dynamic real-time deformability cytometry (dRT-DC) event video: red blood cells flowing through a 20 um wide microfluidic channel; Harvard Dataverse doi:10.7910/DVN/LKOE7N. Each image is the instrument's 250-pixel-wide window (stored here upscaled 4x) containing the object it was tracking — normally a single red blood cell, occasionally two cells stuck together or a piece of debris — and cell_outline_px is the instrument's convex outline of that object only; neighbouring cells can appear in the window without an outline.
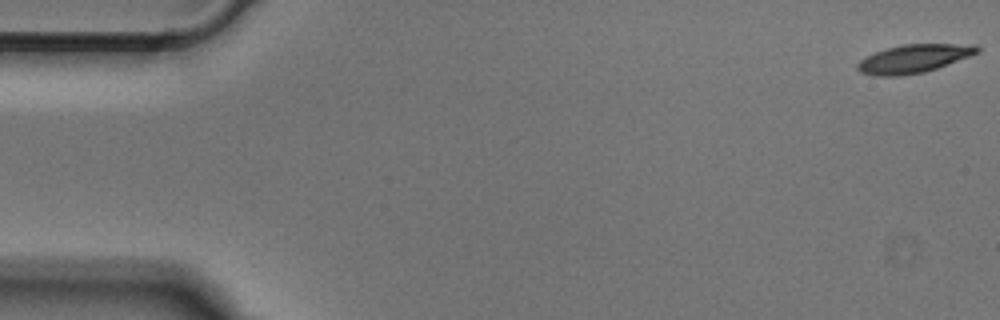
{"species": "Egyptian fruit bat (a non-hibernating species)", "species_latin": "Rousettus aegyptiacus", "temperature_condition": "cold", "stored_images_in_passage": 51, "camera_frame_rate_fps": 3000, "um_per_image_px": 0.085, "animal": {"sex": "male"}, "frame": {"image": 1, "passage_image": 1, "time_ms": 0.0, "image_size_px": [1000, 320], "cell_outline_px": [[980, 52], [936, 68], [924, 72], [900, 76], [876, 76], [860, 72], [856, 68], [856, 64], [860, 60], [876, 52], [888, 48], [904, 44], [976, 44], [980, 48]], "centroid_in_image_um": [77.67, 4.98], "position_along_channel_um": 7.3, "area_um2": 19.59}}
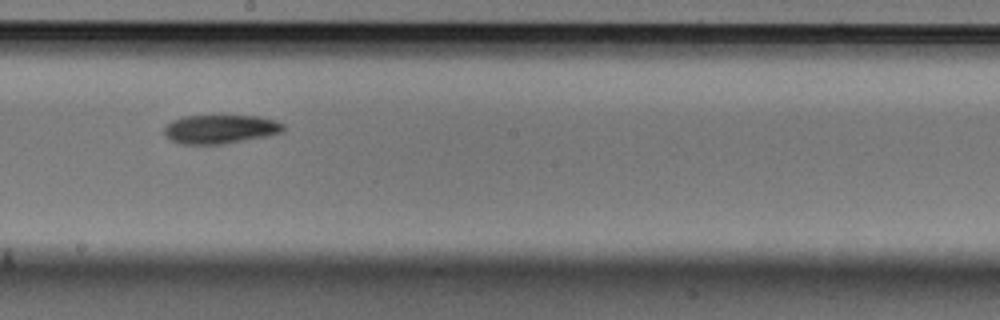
{"frame": {"image": 2, "passage_image": 28, "time_ms": 9.0, "image_size_px": [1000, 320], "cell_outline_px": [[284, 132], [272, 136], [224, 144], [180, 144], [168, 140], [164, 136], [164, 128], [172, 120], [184, 116], [220, 112], [260, 116], [276, 120], [284, 124]], "centroid_in_image_um": [18.76, 10.93], "position_along_channel_um": 229.4, "area_um2": 21.56}}
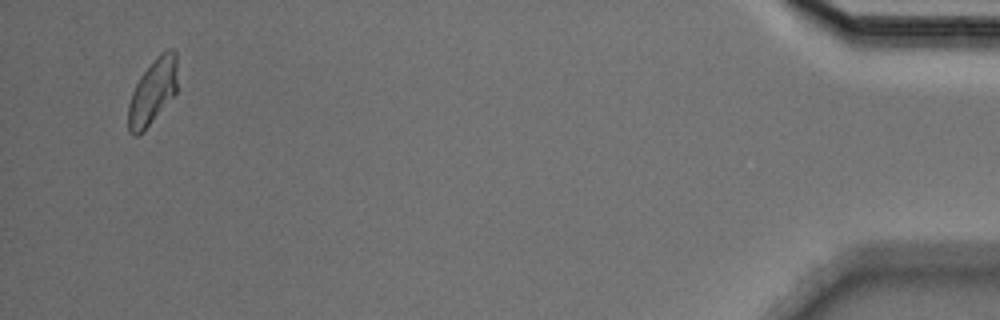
{"frame": {"image": 3, "passage_image": 49, "time_ms": 16.0, "image_size_px": [1000, 320], "cell_outline_px": [[176, 92], [148, 124], [136, 136], [132, 136], [128, 132], [128, 104], [132, 92], [140, 76], [156, 56], [160, 52], [168, 48], [172, 48], [176, 52]], "centroid_in_image_um": [12.95, 7.73], "position_along_channel_um": 422.2, "area_um2": 18.32}}